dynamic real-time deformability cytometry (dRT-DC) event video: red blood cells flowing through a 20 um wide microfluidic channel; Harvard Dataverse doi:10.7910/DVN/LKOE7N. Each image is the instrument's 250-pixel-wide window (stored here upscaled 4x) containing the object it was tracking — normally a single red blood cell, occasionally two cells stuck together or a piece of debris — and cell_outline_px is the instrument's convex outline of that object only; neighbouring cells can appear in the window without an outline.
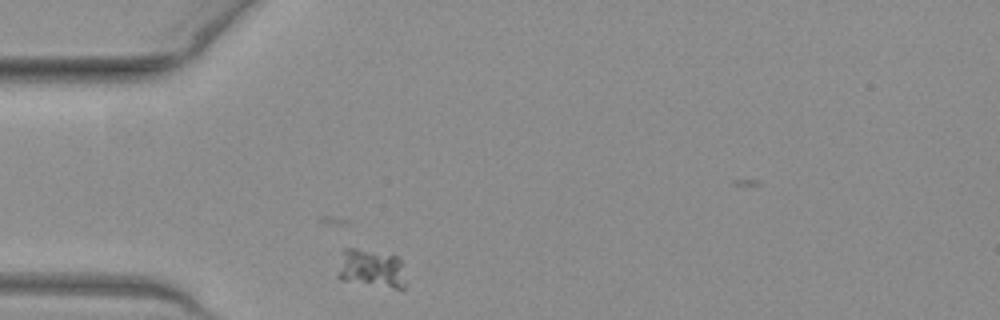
{"species": "common noctule bat (a hibernating species)", "species_latin": "Nyctalus noctula", "temperature_condition": "warm", "stored_images_in_passage": 42, "camera_frame_rate_fps": 3000, "um_per_image_px": 0.085, "animal": {"sex": "female", "body_mass_g": 19.3, "forearm_length_mm": 54.1}, "frame": {"image": 1, "passage_image": 2, "time_ms": 0.333, "image_size_px": [1000, 320], "cell_outline_px": [[404, 288], [396, 288], [340, 280], [336, 276], [344, 248], [356, 248], [396, 256], [400, 260], [404, 284]], "centroid_in_image_um": [31.49, 22.81], "position_along_channel_um": 53.5, "area_um2": 14.8}}
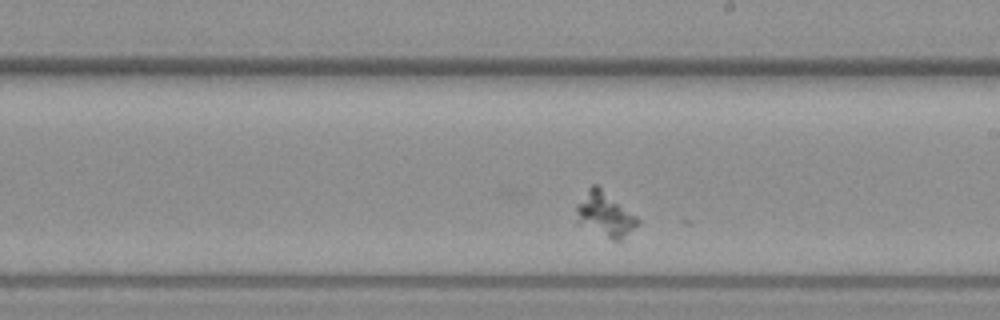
{"frame": {"image": 2, "passage_image": 18, "time_ms": 5.667, "image_size_px": [1000, 320], "cell_outline_px": [[640, 224], [620, 244], [576, 224], [576, 204], [588, 188], [592, 184], [596, 184], [636, 216], [640, 220]], "centroid_in_image_um": [51.42, 18.29], "position_along_channel_um": 237.6, "area_um2": 16.42}}
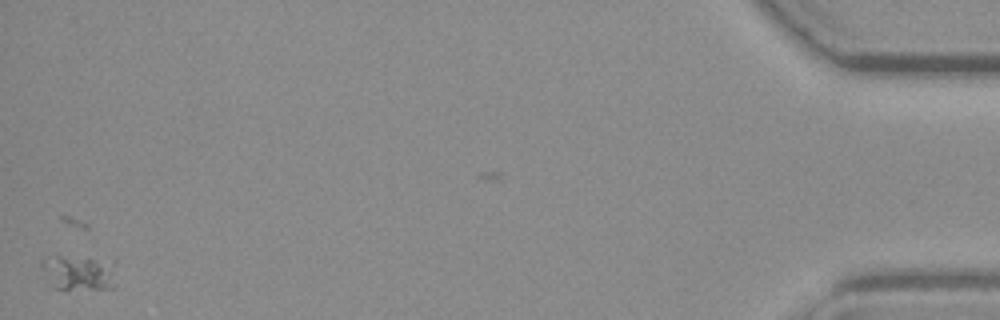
{"frame": {"image": 3, "passage_image": 41, "time_ms": 13.333, "image_size_px": [1000, 320], "cell_outline_px": [[116, 284], [112, 288], [52, 288], [40, 264], [40, 260], [56, 256], [60, 256], [116, 260]], "centroid_in_image_um": [6.77, 23.15], "position_along_channel_um": 428.4, "area_um2": 15.43}}